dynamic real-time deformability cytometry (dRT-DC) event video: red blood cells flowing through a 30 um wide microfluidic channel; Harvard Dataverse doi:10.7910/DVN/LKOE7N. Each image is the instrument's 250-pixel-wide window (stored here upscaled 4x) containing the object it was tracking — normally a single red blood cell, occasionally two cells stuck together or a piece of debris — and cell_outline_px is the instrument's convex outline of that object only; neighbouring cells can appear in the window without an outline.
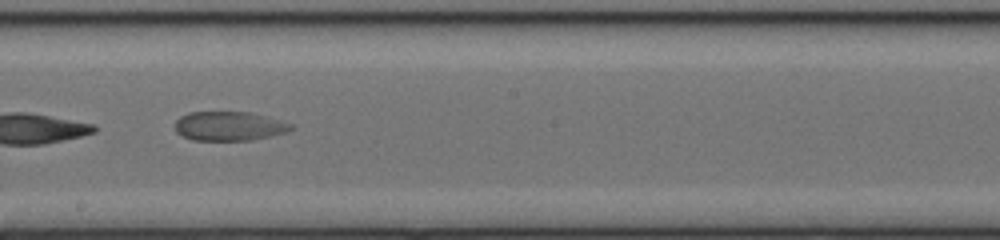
{"species": "common noctule bat (a hibernating species)", "species_latin": "Nyctalus noctula", "temperature_condition": "cold", "stored_images_in_passage": 36, "camera_frame_rate_fps": 3000, "um_per_image_px": 0.085, "animal": {"sex": "female", "body_mass_g": 17.0, "forearm_length_mm": 48.0}, "frame": {"image": 1, "passage_image": 27, "time_ms": 8.667, "image_size_px": [1000, 240], "cell_outline_px": [[296, 128], [288, 132], [252, 140], [192, 140], [176, 132], [176, 120], [180, 116], [188, 112], [252, 112], [280, 120], [292, 124]], "centroid_in_image_um": [19.51, 10.71], "position_along_channel_um": 228.7, "area_um2": 19.83}}
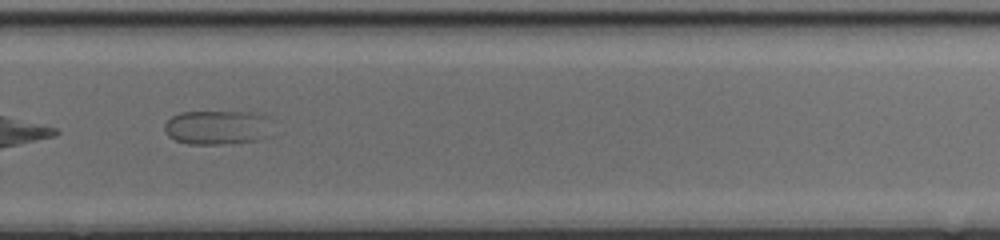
{"frame": {"image": 2, "passage_image": 33, "time_ms": 10.667, "image_size_px": [1000, 240], "cell_outline_px": [[268, 116], [256, 140], [232, 144], [188, 144], [176, 140], [168, 136], [164, 128], [164, 124], [172, 116], [180, 112], [248, 112]], "centroid_in_image_um": [18.26, 10.83], "position_along_channel_um": 311.5, "area_um2": 20.58}}